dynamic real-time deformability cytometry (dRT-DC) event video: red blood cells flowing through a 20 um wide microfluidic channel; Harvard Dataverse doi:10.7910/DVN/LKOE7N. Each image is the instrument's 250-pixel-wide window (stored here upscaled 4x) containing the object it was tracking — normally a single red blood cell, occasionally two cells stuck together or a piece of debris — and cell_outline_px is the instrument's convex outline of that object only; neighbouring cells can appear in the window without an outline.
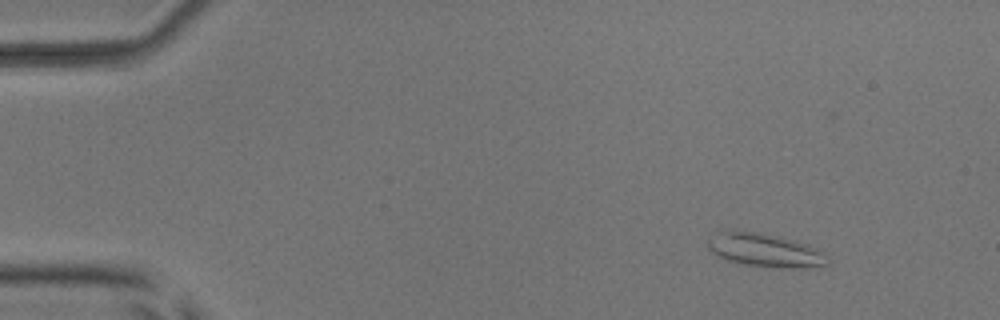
{"species": "common noctule bat (a hibernating species)", "species_latin": "Nyctalus noctula", "temperature_condition": "room temperature", "stored_images_in_passage": 41, "camera_frame_rate_fps": 3000, "um_per_image_px": 0.085, "animal": {"sex": "male", "body_mass_g": 17.9, "forearm_length_mm": 54.2}, "frame": {"image": 1, "passage_image": 1, "time_ms": 0.0, "image_size_px": [1000, 320], "cell_outline_px": [[828, 264], [804, 268], [772, 268], [744, 264], [728, 260], [712, 252], [708, 248], [708, 236], [724, 228], [736, 228], [780, 236], [796, 240], [820, 248], [828, 260]], "centroid_in_image_um": [64.98, 21.22], "position_along_channel_um": 20.0, "area_um2": 24.16}}
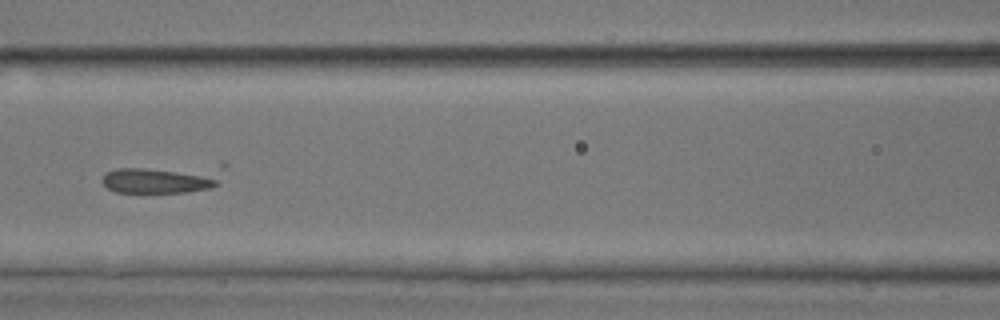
{"frame": {"image": 2, "passage_image": 19, "time_ms": 6.0, "image_size_px": [1000, 320], "cell_outline_px": [[220, 184], [212, 188], [188, 192], [116, 192], [108, 188], [100, 180], [108, 172], [116, 168], [144, 168], [216, 176]], "centroid_in_image_um": [13.3, 15.38], "position_along_channel_um": 153.3, "area_um2": 16.53}}
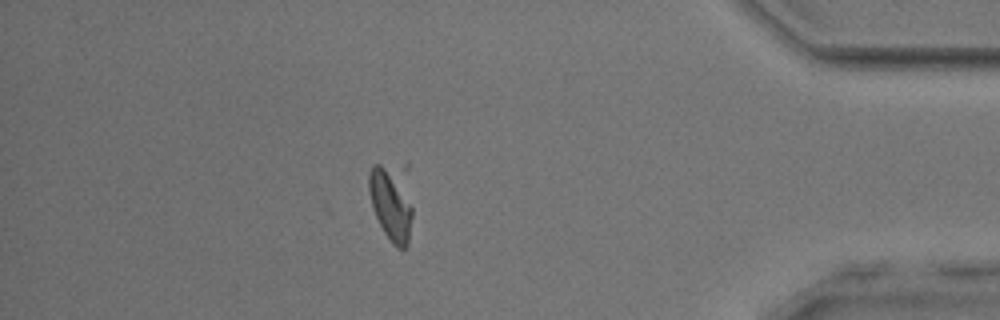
{"frame": {"image": 3, "passage_image": 41, "time_ms": 13.333, "image_size_px": [1000, 320], "cell_outline_px": [[412, 216], [408, 244], [404, 248], [396, 248], [392, 244], [384, 232], [372, 208], [368, 192], [368, 172], [372, 164], [380, 164], [388, 168], [412, 208]], "centroid_in_image_um": [33.13, 17.46], "position_along_channel_um": 402.1, "area_um2": 17.28}}